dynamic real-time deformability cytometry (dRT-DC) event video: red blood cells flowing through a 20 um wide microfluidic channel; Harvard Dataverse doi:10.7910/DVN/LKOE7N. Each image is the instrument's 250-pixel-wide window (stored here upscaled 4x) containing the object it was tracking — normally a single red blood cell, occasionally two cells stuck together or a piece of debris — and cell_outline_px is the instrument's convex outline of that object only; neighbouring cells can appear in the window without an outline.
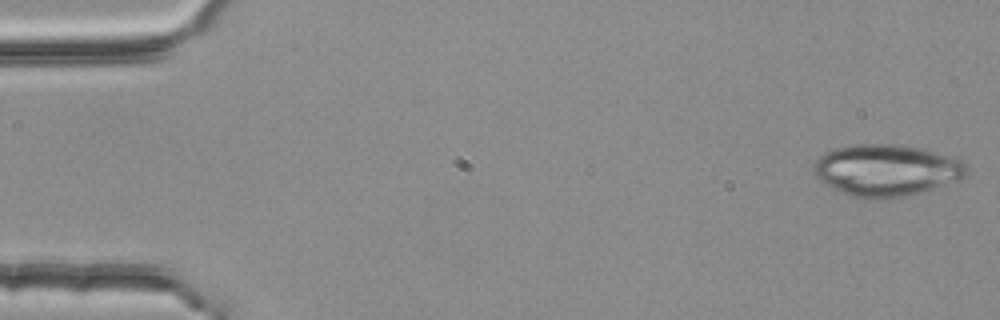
{"species": "common noctule bat (a hibernating species)", "species_latin": "Nyctalus noctula", "temperature_condition": "room temperature", "stored_images_in_passage": 4, "segment_of_instrument_passage": [2, 2], "camera_frame_rate_fps": 3000, "um_per_image_px": 0.085, "animal": {"sex": "female", "body_mass_g": 25.1}, "frame": {"image": 1, "passage_image": 4, "time_ms": 1.0, "image_size_px": [1000, 320], "cell_outline_px": [[968, 172], [964, 176], [956, 180], [904, 196], [888, 200], [868, 200], [848, 196], [840, 192], [820, 180], [812, 172], [812, 164], [820, 156], [836, 148], [852, 144], [900, 144], [924, 148], [960, 160], [968, 164]], "centroid_in_image_um": [75.29, 14.47], "position_along_channel_um": 9.7, "area_um2": 46.24}}